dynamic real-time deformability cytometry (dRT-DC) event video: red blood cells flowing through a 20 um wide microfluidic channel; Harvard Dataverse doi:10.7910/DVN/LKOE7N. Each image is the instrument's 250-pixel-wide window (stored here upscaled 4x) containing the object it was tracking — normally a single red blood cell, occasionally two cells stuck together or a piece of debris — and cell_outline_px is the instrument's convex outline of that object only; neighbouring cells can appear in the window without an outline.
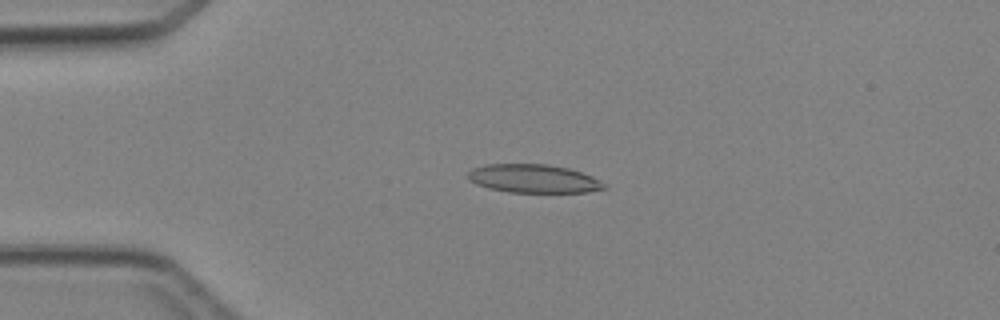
{"species": "Egyptian fruit bat (a non-hibernating species)", "species_latin": "Rousettus aegyptiacus", "temperature_condition": "cold", "stored_images_in_passage": 31, "camera_frame_rate_fps": 3000, "um_per_image_px": 0.085, "animal": {"sex": "female"}, "frame": {"image": 1, "passage_image": 3, "time_ms": 0.667, "image_size_px": [1000, 320], "cell_outline_px": [[608, 188], [588, 192], [508, 192], [488, 188], [476, 184], [468, 180], [468, 172], [472, 168], [488, 164], [548, 164], [568, 168], [592, 176], [600, 180]], "centroid_in_image_um": [45.34, 15.18], "position_along_channel_um": 39.7, "area_um2": 22.6}}
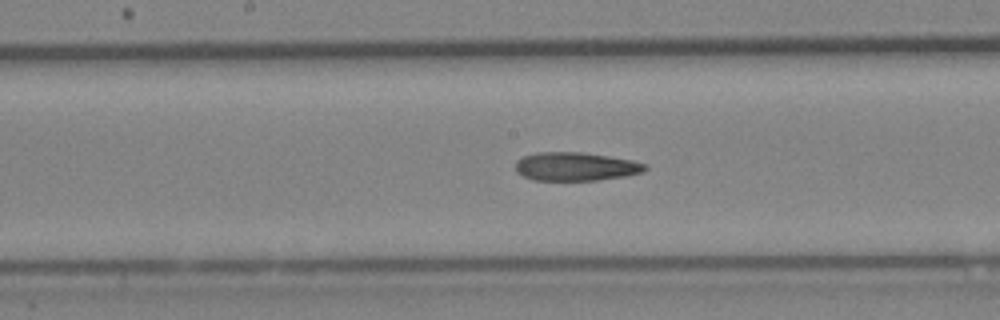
{"frame": {"image": 2, "passage_image": 16, "time_ms": 5.0, "image_size_px": [1000, 320], "cell_outline_px": [[648, 168], [640, 172], [624, 176], [596, 180], [532, 180], [516, 172], [516, 160], [524, 156], [536, 152], [580, 152], [608, 156], [632, 160], [648, 164]], "centroid_in_image_um": [48.91, 14.15], "position_along_channel_um": 199.3, "area_um2": 21.44}}
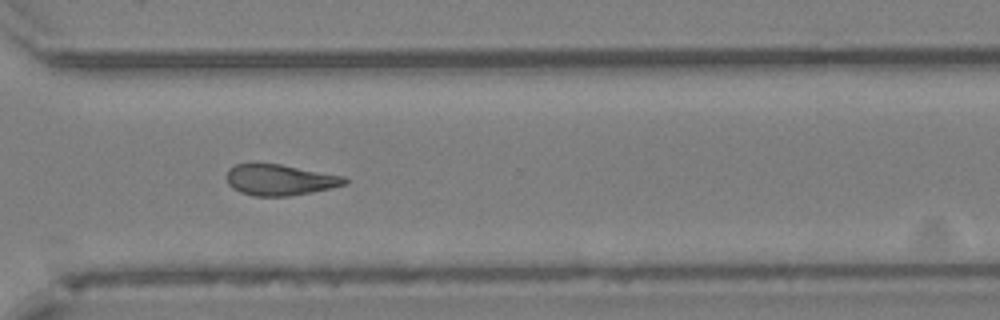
{"frame": {"image": 3, "passage_image": 26, "time_ms": 8.333, "image_size_px": [1000, 320], "cell_outline_px": [[348, 184], [312, 192], [288, 196], [252, 196], [240, 192], [232, 188], [228, 184], [228, 168], [236, 164], [280, 164], [344, 176], [348, 180]], "centroid_in_image_um": [23.8, 15.3], "position_along_channel_um": 346.8, "area_um2": 21.21}}